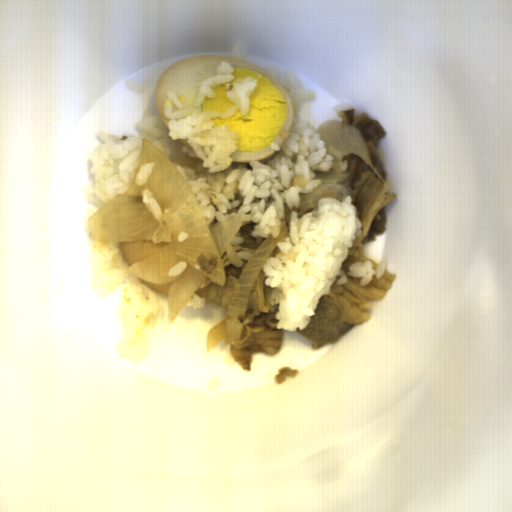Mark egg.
<instances>
[{
    "instance_id": "egg-1",
    "label": "egg",
    "mask_w": 512,
    "mask_h": 512,
    "mask_svg": "<svg viewBox=\"0 0 512 512\" xmlns=\"http://www.w3.org/2000/svg\"><path fill=\"white\" fill-rule=\"evenodd\" d=\"M222 61L234 67L230 73L233 83L236 78L252 76L257 80L250 98L249 110L241 115L238 110L231 117L210 118L214 127L226 125L237 132L236 151L228 158L232 162L267 163L278 152L271 143L282 146L290 134L294 120V102L283 83L265 71L263 67L249 61L219 55L187 56L173 62L161 72L154 84L153 101L161 123L167 128L171 118H165L164 101L167 90L181 99L184 108L193 107L198 95L199 80L218 75Z\"/></svg>"
}]
</instances>
